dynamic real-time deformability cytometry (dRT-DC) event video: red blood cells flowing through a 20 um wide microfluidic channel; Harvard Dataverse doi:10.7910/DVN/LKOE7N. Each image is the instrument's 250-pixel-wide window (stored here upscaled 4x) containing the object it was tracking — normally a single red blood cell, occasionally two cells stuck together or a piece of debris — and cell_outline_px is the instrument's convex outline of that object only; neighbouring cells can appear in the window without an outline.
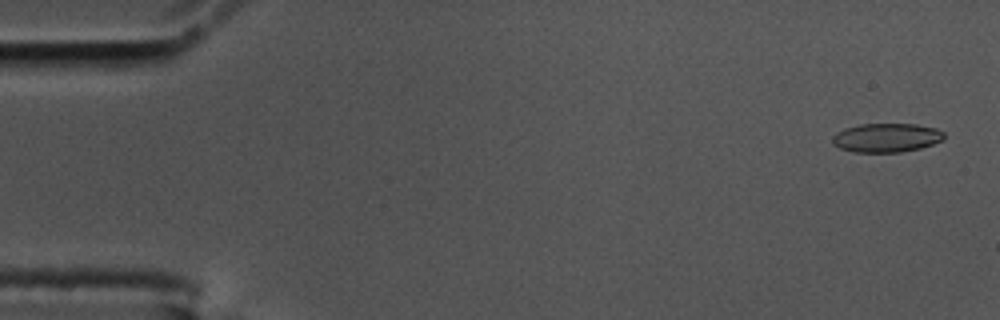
{"species": "common noctule bat (a hibernating species)", "species_latin": "Nyctalus noctula", "temperature_condition": "cold", "stored_images_in_passage": 11, "camera_frame_rate_fps": 3000, "um_per_image_px": 0.085, "animal": {"sex": "male", "body_mass_g": 17.5, "forearm_length_mm": 52.3}, "frame": {"image": 1, "passage_image": 2, "time_ms": 0.333, "image_size_px": [1000, 320], "cell_outline_px": [[944, 140], [920, 148], [900, 152], [852, 152], [840, 148], [832, 144], [832, 136], [836, 132], [844, 128], [860, 124], [916, 124], [936, 128], [944, 132]], "centroid_in_image_um": [75.33, 11.7], "position_along_channel_um": 9.7, "area_um2": 18.96}}